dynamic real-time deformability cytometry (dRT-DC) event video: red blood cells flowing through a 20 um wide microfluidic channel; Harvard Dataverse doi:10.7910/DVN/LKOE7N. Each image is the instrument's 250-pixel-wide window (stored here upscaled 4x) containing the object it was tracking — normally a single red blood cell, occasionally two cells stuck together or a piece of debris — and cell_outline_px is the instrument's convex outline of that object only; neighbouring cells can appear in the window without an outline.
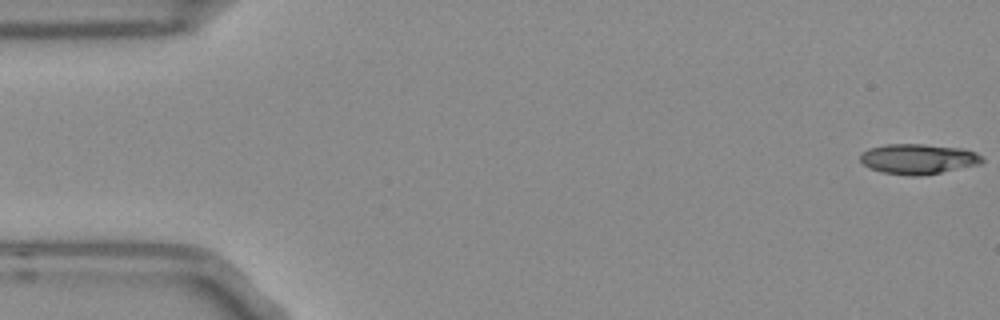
{"species": "Egyptian fruit bat (a non-hibernating species)", "species_latin": "Rousettus aegyptiacus", "temperature_condition": "room temperature", "stored_images_in_passage": 54, "camera_frame_rate_fps": 3000, "um_per_image_px": 0.085, "frame": {"image": 1, "passage_image": 1, "time_ms": 0.0, "image_size_px": [1000, 320], "cell_outline_px": [[984, 160], [980, 164], [920, 176], [908, 176], [880, 172], [868, 168], [860, 160], [860, 152], [868, 148], [884, 144], [924, 144], [960, 148], [976, 152]], "centroid_in_image_um": [77.98, 13.51], "position_along_channel_um": 7.0, "area_um2": 21.56}}
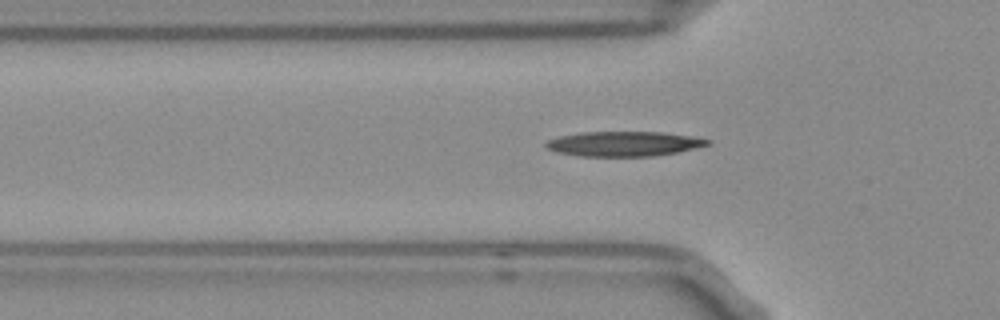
{"frame": {"image": 2, "passage_image": 17, "time_ms": 5.333, "image_size_px": [1000, 320], "cell_outline_px": [[712, 144], [696, 148], [676, 152], [652, 156], [580, 156], [560, 152], [548, 148], [544, 144], [548, 140], [560, 136], [584, 132], [660, 132], [692, 136], [712, 140]], "centroid_in_image_um": [53.09, 12.22], "position_along_channel_um": 72.7, "area_um2": 23.18}}
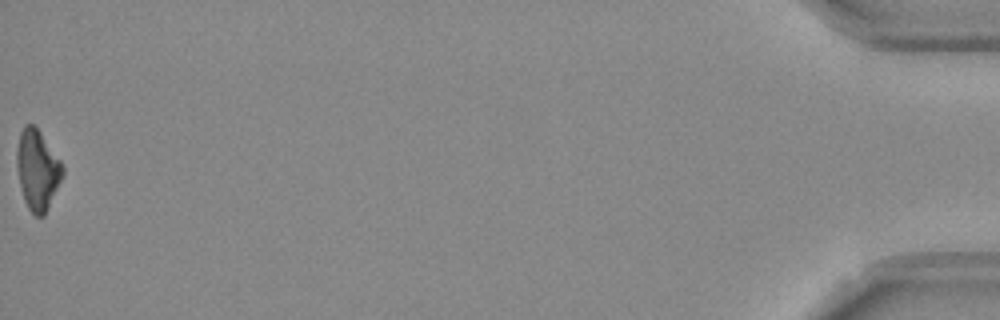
{"frame": {"image": 3, "passage_image": 54, "time_ms": 17.667, "image_size_px": [1000, 320], "cell_outline_px": [[64, 176], [44, 216], [36, 216], [28, 208], [24, 200], [20, 184], [16, 164], [16, 152], [20, 132], [24, 124], [32, 124], [40, 132], [64, 164]], "centroid_in_image_um": [3.2, 14.44], "position_along_channel_um": 432.0, "area_um2": 21.5}, "authors_computed_cell_mechanics": {"area_um2": 21.964, "velocity_mm_per_s": 3.7591, "shape_relaxation_time_tau1_ms": 6.0381, "shape_relaxation_time_tau2_ms": null, "deformation_change_tau1": 0.1768, "deformation_change_tau2": null}}